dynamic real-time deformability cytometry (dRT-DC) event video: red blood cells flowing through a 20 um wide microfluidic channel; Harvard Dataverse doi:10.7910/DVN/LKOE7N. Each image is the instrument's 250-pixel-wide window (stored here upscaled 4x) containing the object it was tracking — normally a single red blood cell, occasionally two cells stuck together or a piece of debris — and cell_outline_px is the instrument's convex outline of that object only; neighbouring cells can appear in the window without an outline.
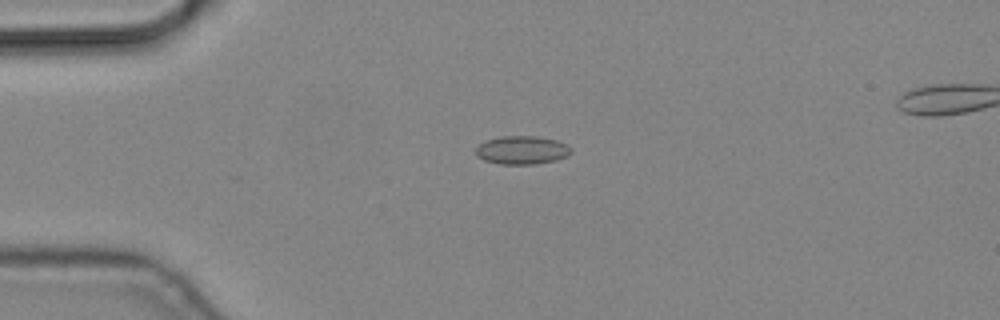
{"species": "common noctule bat (a hibernating species)", "species_latin": "Nyctalus noctula", "temperature_condition": "cold", "stored_images_in_passage": 4, "camera_frame_rate_fps": 3000, "um_per_image_px": 0.085, "animal": {"sex": "male", "body_mass_g": 19.2, "forearm_length_mm": 51.8}, "frame": {"image": 1, "passage_image": 2, "time_ms": 0.333, "image_size_px": [1000, 320], "cell_outline_px": [[572, 152], [568, 156], [556, 160], [536, 164], [500, 164], [484, 160], [476, 156], [476, 148], [480, 144], [488, 140], [500, 136], [536, 136], [556, 140], [568, 144], [572, 148]], "centroid_in_image_um": [44.4, 12.76], "position_along_channel_um": 40.6, "area_um2": 15.84}}
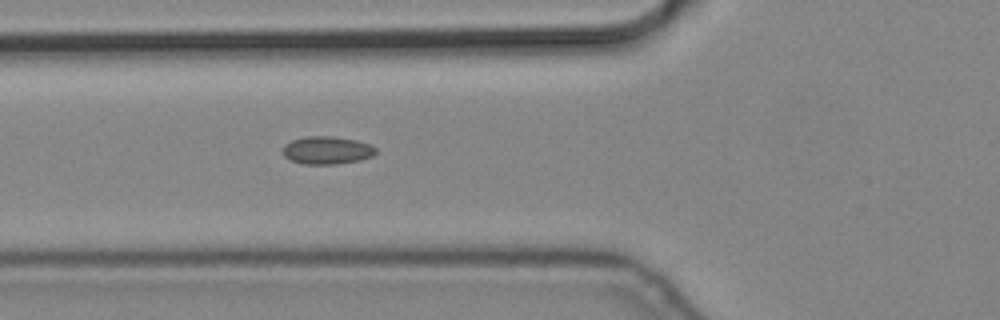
{"frame": {"image": 2, "passage_image": 4, "time_ms": 1.0, "image_size_px": [1000, 320], "cell_outline_px": [[376, 152], [372, 156], [360, 160], [336, 164], [304, 164], [292, 160], [284, 156], [284, 144], [292, 140], [308, 136], [332, 136], [356, 140], [372, 144], [376, 148]], "centroid_in_image_um": [27.83, 12.76], "position_along_channel_um": 98.0, "area_um2": 15.03}}